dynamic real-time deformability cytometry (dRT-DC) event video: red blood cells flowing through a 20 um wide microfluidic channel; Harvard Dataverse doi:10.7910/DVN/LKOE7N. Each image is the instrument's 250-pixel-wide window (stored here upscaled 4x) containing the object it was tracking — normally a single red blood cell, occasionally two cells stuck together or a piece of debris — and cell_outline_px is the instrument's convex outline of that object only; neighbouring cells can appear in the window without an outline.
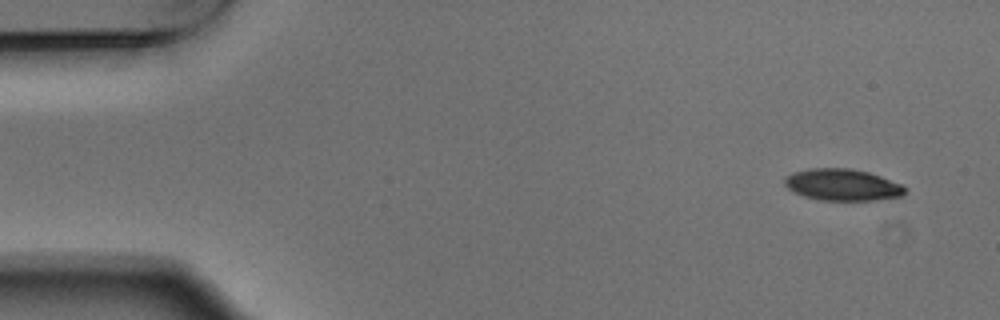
{"species": "Egyptian fruit bat (a non-hibernating species)", "species_latin": "Rousettus aegyptiacus", "temperature_condition": "warm", "stored_images_in_passage": 6, "camera_frame_rate_fps": 3000, "um_per_image_px": 0.085, "animal": {"sex": "male"}, "frame": {"image": 1, "passage_image": 1, "time_ms": 0.0, "image_size_px": [1000, 320], "cell_outline_px": [[908, 188], [904, 196], [876, 200], [820, 200], [804, 196], [788, 188], [784, 184], [784, 180], [792, 172], [808, 168], [852, 168], [868, 172], [904, 184]], "centroid_in_image_um": [71.67, 15.7], "position_along_channel_um": 13.3, "area_um2": 22.43}}
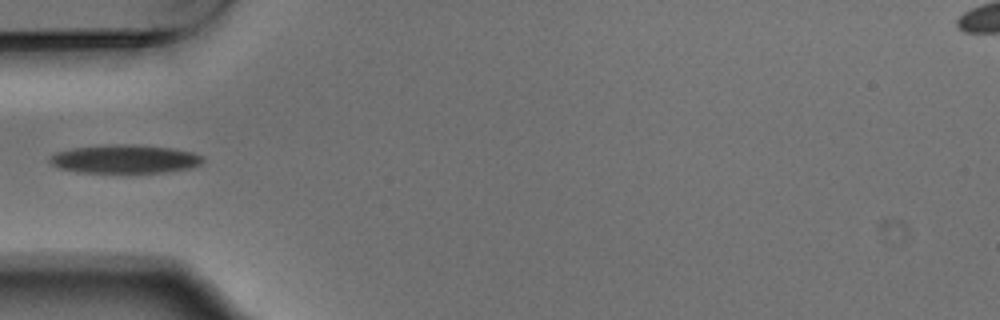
{"frame": {"image": 2, "passage_image": 5, "time_ms": 1.333, "image_size_px": [1000, 320], "cell_outline_px": [[204, 160], [200, 164], [192, 168], [168, 172], [124, 176], [76, 172], [60, 168], [52, 164], [48, 160], [56, 152], [72, 148], [112, 144], [128, 144], [172, 148], [192, 152], [204, 156]], "centroid_in_image_um": [10.63, 13.58], "position_along_channel_um": 74.4, "area_um2": 26.7}}
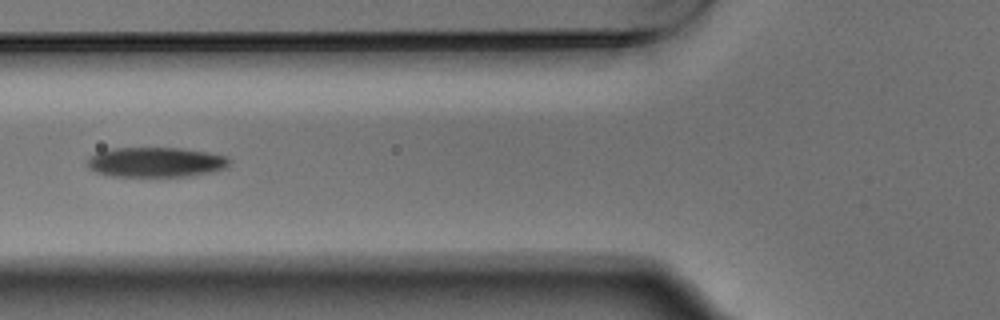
{"frame": {"image": 3, "passage_image": 6, "time_ms": 1.667, "image_size_px": [1000, 320], "cell_outline_px": [[232, 160], [228, 168], [212, 172], [192, 176], [112, 176], [96, 172], [88, 168], [88, 156], [96, 152], [112, 148], [180, 148], [208, 152], [228, 156]], "centroid_in_image_um": [13.29, 13.78], "position_along_channel_um": 112.5, "area_um2": 25.09}}